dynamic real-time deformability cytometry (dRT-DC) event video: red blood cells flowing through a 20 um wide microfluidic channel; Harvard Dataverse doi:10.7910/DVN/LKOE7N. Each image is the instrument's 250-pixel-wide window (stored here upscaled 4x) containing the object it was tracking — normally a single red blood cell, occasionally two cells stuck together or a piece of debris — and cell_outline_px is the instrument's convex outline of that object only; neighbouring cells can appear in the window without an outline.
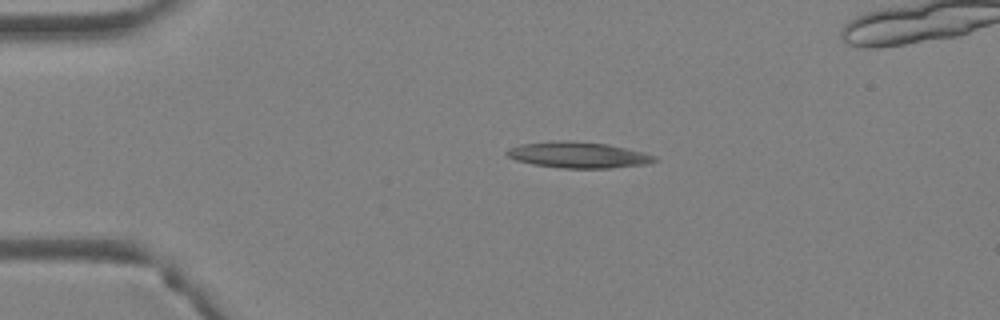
{"species": "Egyptian fruit bat (a non-hibernating species)", "species_latin": "Rousettus aegyptiacus", "temperature_condition": "warm", "stored_images_in_passage": 3, "camera_frame_rate_fps": 3000, "um_per_image_px": 0.085, "animal": {"sex": "female"}, "frame": {"image": 1, "passage_image": 1, "time_ms": 0.0, "image_size_px": [1000, 320], "cell_outline_px": [[656, 160], [648, 164], [612, 168], [560, 168], [532, 164], [516, 160], [508, 156], [504, 152], [508, 148], [520, 144], [564, 140], [608, 144], [644, 152], [656, 156]], "centroid_in_image_um": [49.15, 13.17], "position_along_channel_um": 35.9, "area_um2": 22.43}}